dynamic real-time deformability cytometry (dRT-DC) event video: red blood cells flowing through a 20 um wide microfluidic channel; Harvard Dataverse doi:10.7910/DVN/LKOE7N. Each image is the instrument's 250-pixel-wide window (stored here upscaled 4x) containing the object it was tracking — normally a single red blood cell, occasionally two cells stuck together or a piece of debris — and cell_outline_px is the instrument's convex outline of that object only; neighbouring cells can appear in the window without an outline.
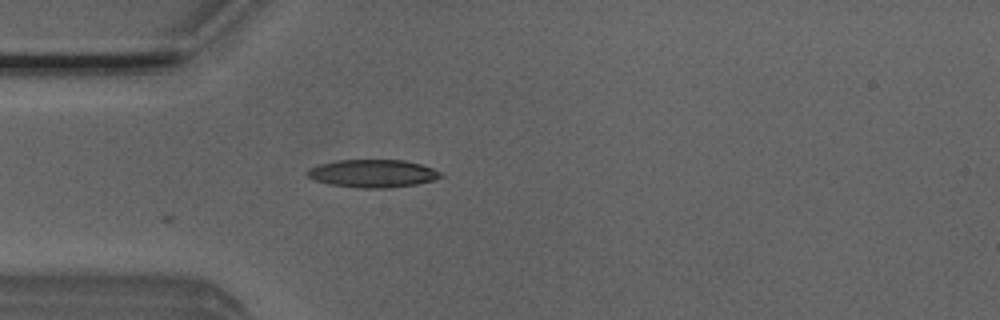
{"species": "Egyptian fruit bat (a non-hibernating species)", "species_latin": "Rousettus aegyptiacus", "temperature_condition": "room temperature", "stored_images_in_passage": 5, "camera_frame_rate_fps": 3000, "um_per_image_px": 0.085, "animal": {"sex": "male"}, "frame": {"image": 1, "passage_image": 1, "time_ms": 0.0, "image_size_px": [1000, 320], "cell_outline_px": [[444, 176], [436, 180], [416, 184], [392, 188], [356, 188], [328, 184], [312, 180], [304, 172], [308, 168], [320, 164], [336, 160], [404, 160], [420, 164], [432, 168], [440, 172]], "centroid_in_image_um": [31.65, 14.75], "position_along_channel_um": 53.3, "area_um2": 21.96}}